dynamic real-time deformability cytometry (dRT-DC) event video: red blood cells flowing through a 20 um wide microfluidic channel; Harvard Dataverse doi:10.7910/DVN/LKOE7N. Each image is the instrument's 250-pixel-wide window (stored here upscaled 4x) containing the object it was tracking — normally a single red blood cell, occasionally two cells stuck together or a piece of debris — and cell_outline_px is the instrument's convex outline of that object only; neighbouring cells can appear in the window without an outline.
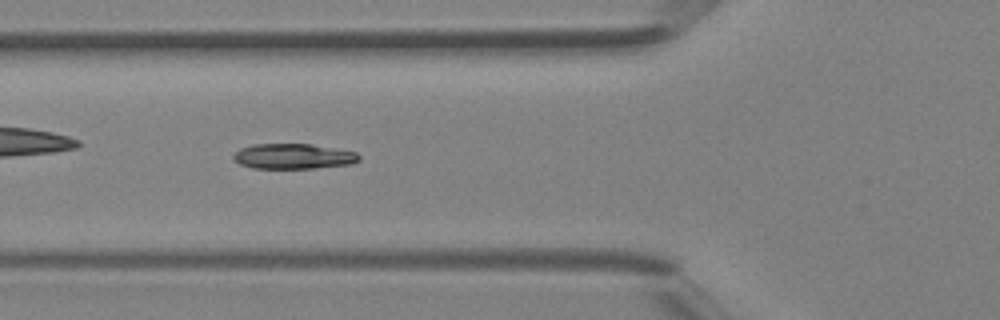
{"species": "Egyptian fruit bat (a non-hibernating species)", "species_latin": "Rousettus aegyptiacus", "temperature_condition": "room temperature", "stored_images_in_passage": 29, "camera_frame_rate_fps": 3000, "um_per_image_px": 0.085, "animal": {"sex": "female"}, "frame": {"image": 1, "passage_image": 9, "time_ms": 2.667, "image_size_px": [1000, 320], "cell_outline_px": [[360, 160], [352, 164], [312, 168], [252, 168], [240, 164], [232, 160], [232, 156], [240, 148], [252, 144], [312, 144], [356, 152], [360, 156]], "centroid_in_image_um": [24.91, 13.28], "position_along_channel_um": 100.9, "area_um2": 18.55}}